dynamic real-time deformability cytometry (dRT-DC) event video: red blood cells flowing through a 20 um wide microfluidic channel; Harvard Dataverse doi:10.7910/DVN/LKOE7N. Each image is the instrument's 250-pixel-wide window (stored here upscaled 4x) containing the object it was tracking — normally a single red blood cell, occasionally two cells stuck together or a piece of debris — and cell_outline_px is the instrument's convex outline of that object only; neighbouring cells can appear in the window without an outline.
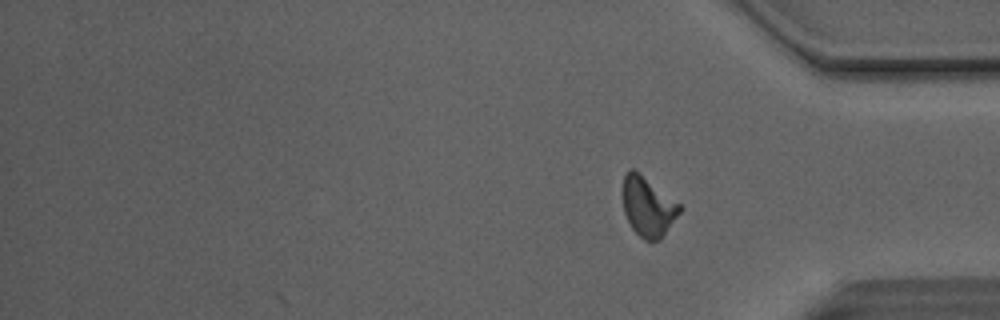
{"species": "Egyptian fruit bat (a non-hibernating species)", "species_latin": "Rousettus aegyptiacus", "temperature_condition": "room temperature", "stored_images_in_passage": 30, "camera_frame_rate_fps": 3000, "um_per_image_px": 0.085, "animal": {"sex": "male"}, "frame": {"image": 1, "passage_image": 30, "time_ms": 9.667, "image_size_px": [1000, 320], "cell_outline_px": [[684, 208], [660, 240], [644, 240], [632, 228], [624, 212], [624, 176], [632, 168], [680, 204]], "centroid_in_image_um": [55.11, 17.6], "position_along_channel_um": 380.1, "area_um2": 19.19}, "authors_computed_cell_mechanics": {"area_um2": 19.1896, "velocity_mm_per_s": 4.1239, "shape_relaxation_time_tau1_ms": 8.1988, "shape_relaxation_time_tau2_ms": 2.1191, "deformation_change_tau1": 0.2316, "deformation_change_tau2": 0.0987}}